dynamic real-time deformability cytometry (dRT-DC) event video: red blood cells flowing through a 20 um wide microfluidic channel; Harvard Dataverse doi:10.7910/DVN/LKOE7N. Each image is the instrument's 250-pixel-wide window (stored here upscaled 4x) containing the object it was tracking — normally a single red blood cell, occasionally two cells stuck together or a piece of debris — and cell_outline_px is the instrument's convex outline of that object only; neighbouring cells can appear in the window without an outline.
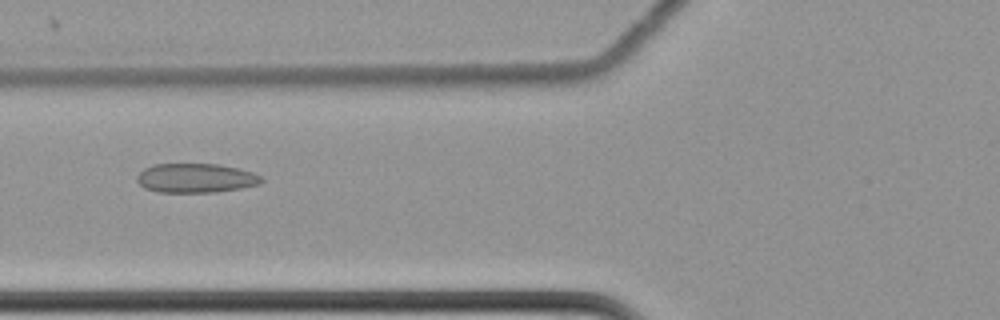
{"species": "common noctule bat (a hibernating species)", "species_latin": "Nyctalus noctula", "temperature_condition": "cold", "stored_images_in_passage": 16, "camera_frame_rate_fps": 3000, "um_per_image_px": 0.085, "animal": {"sex": "female", "body_mass_g": 22.7, "forearm_length_mm": 54.2}, "frame": {"image": 1, "passage_image": 4, "time_ms": 1.0, "image_size_px": [1000, 320], "cell_outline_px": [[264, 180], [260, 184], [240, 188], [216, 192], [156, 192], [144, 188], [136, 180], [136, 176], [144, 168], [152, 164], [216, 164], [236, 168], [252, 172], [260, 176]], "centroid_in_image_um": [16.6, 15.14], "position_along_channel_um": 109.2, "area_um2": 21.21}}